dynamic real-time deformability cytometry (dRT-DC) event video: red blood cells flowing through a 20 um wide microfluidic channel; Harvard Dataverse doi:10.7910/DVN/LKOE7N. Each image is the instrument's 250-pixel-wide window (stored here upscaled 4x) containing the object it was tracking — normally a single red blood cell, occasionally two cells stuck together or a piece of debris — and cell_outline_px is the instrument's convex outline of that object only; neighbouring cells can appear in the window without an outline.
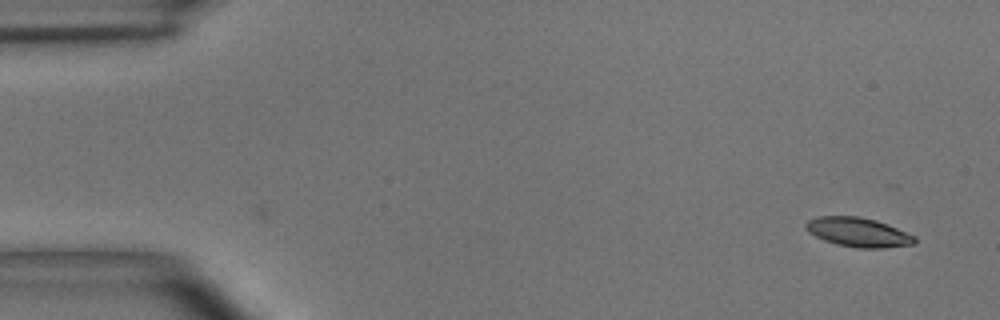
{"species": "common noctule bat (a hibernating species)", "species_latin": "Nyctalus noctula", "temperature_condition": "room temperature", "stored_images_in_passage": 42, "camera_frame_rate_fps": 3000, "um_per_image_px": 0.085, "animal": {"sex": "male", "body_mass_g": 15.6}, "frame": {"image": 1, "passage_image": 1, "time_ms": 0.0, "image_size_px": [1000, 320], "cell_outline_px": [[916, 244], [884, 248], [856, 248], [836, 244], [824, 240], [808, 232], [804, 228], [804, 224], [808, 220], [816, 216], [860, 216], [876, 220], [888, 224], [916, 236]], "centroid_in_image_um": [72.95, 19.74], "position_along_channel_um": 12.1, "area_um2": 18.84}}
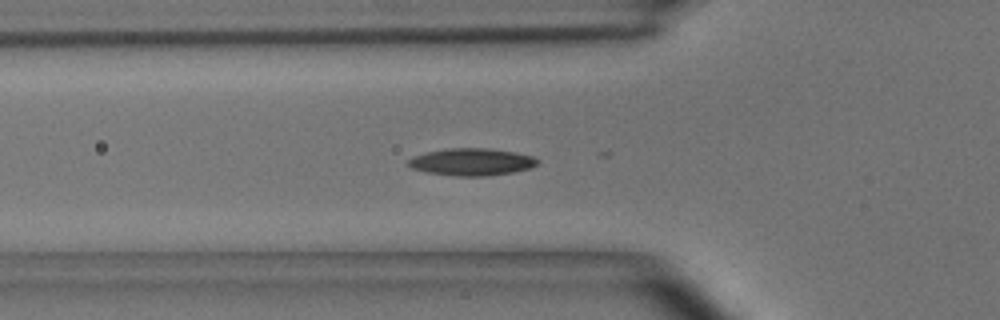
{"frame": {"image": 2, "passage_image": 15, "time_ms": 4.667, "image_size_px": [1000, 320], "cell_outline_px": [[540, 160], [536, 164], [528, 168], [512, 172], [488, 176], [452, 176], [424, 172], [412, 168], [408, 164], [408, 160], [416, 156], [428, 152], [448, 148], [488, 148], [516, 152], [532, 156]], "centroid_in_image_um": [40.09, 13.77], "position_along_channel_um": 85.7, "area_um2": 20.4}}
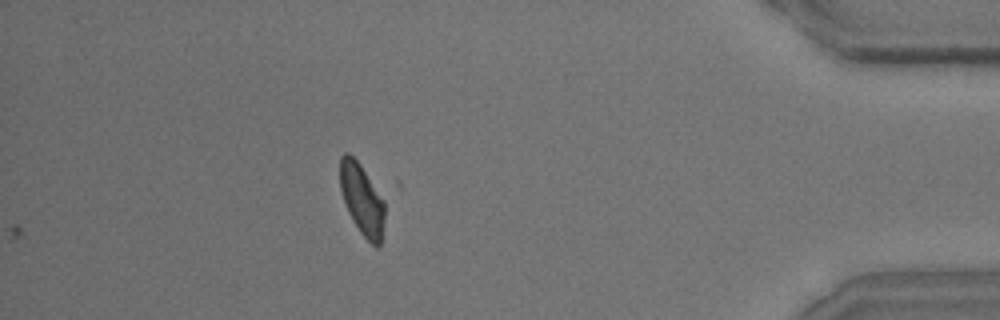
{"frame": {"image": 3, "passage_image": 42, "time_ms": 13.667, "image_size_px": [1000, 320], "cell_outline_px": [[384, 220], [380, 244], [376, 248], [360, 232], [352, 220], [348, 212], [340, 188], [340, 156], [344, 152], [348, 152], [360, 164], [384, 200]], "centroid_in_image_um": [30.75, 16.94], "position_along_channel_um": 404.4, "area_um2": 18.32}, "authors_computed_cell_mechanics": {"area_um2": 18.8717, "velocity_mm_per_s": 4.0495, "shape_relaxation_time_tau1_ms": null, "shape_relaxation_time_tau2_ms": 2.2598, "deformation_change_tau1": null, "deformation_change_tau2": 0.0799}}